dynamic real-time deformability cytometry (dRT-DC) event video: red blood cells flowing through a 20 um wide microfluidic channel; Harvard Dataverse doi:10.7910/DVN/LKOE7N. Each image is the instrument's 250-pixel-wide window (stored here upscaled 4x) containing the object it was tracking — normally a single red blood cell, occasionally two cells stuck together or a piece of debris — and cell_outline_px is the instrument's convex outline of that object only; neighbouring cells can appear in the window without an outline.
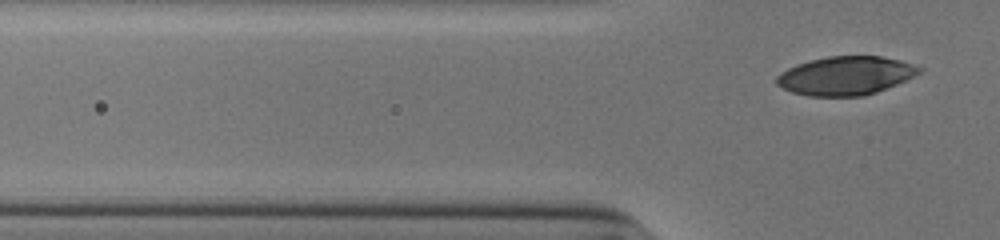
{"species": "human", "species_latin": "Homo sapiens", "temperature_condition": "cold", "stored_images_in_passage": 12, "segment_of_instrument_passage": [2, 2], "camera_frame_rate_fps": 3000, "um_per_image_px": 0.085, "donor": {"sex": "male"}, "frame": {"image": 1, "passage_image": 12, "time_ms": 3.667, "image_size_px": [1000, 240], "cell_outline_px": [[924, 68], [920, 72], [896, 84], [876, 92], [864, 96], [808, 96], [792, 92], [776, 84], [776, 76], [780, 72], [796, 64], [828, 56], [880, 56], [900, 60]], "centroid_in_image_um": [71.85, 6.43], "position_along_channel_um": 53.9, "area_um2": 31.91}}